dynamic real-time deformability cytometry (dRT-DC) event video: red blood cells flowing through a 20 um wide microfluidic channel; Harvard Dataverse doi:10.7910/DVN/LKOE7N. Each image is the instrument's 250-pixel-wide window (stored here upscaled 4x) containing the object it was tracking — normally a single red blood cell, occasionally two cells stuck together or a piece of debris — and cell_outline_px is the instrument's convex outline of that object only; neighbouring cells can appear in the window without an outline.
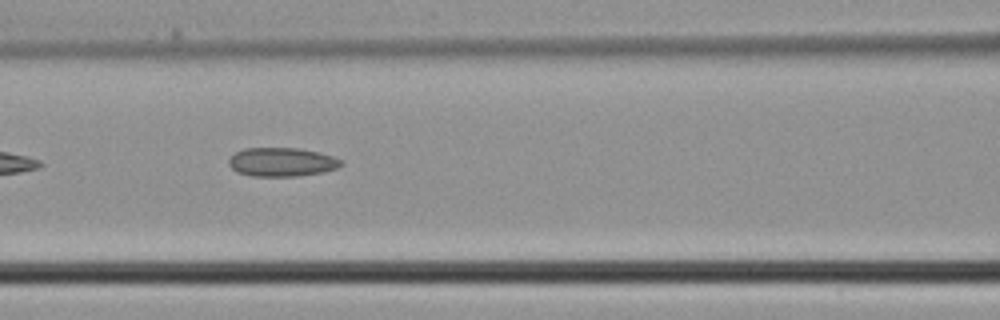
{"species": "common noctule bat (a hibernating species)", "species_latin": "Nyctalus noctula", "temperature_condition": "cold", "stored_images_in_passage": 6, "camera_frame_rate_fps": 3000, "um_per_image_px": 0.085, "animal": {"sex": "male", "body_mass_g": 21.5, "forearm_length_mm": 52.0}, "frame": {"image": 1, "passage_image": 5, "time_ms": 1.333, "image_size_px": [1000, 320], "cell_outline_px": [[344, 164], [336, 168], [324, 172], [296, 176], [252, 176], [236, 172], [228, 164], [228, 160], [236, 152], [244, 148], [300, 148], [320, 152], [344, 160]], "centroid_in_image_um": [23.98, 13.77], "position_along_channel_um": 142.6, "area_um2": 19.02}}
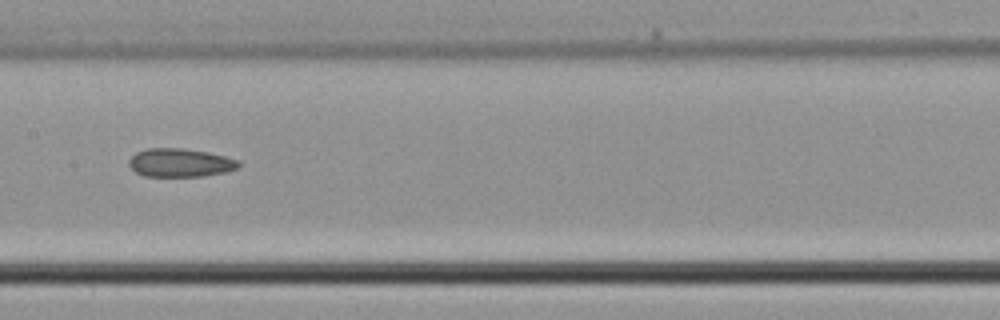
{"frame": {"image": 2, "passage_image": 6, "time_ms": 1.667, "image_size_px": [1000, 320], "cell_outline_px": [[240, 164], [236, 168], [224, 172], [204, 176], [144, 176], [136, 172], [128, 164], [128, 160], [136, 152], [148, 148], [184, 148], [208, 152], [240, 160]], "centroid_in_image_um": [15.3, 13.82], "position_along_channel_um": 192.1, "area_um2": 18.15}}